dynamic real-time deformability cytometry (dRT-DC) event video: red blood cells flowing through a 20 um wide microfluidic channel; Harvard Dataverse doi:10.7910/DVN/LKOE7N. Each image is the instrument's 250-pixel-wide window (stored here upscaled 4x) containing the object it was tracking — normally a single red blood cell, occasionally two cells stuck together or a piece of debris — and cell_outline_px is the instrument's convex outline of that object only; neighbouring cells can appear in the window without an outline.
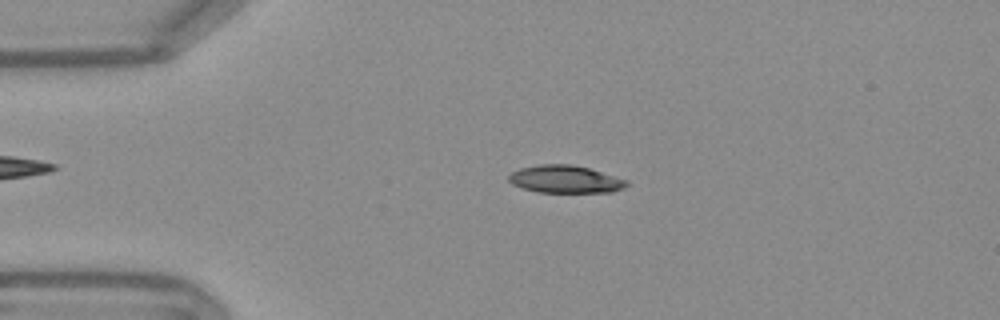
{"species": "Egyptian fruit bat (a non-hibernating species)", "species_latin": "Rousettus aegyptiacus", "temperature_condition": "warm", "stored_images_in_passage": 52, "camera_frame_rate_fps": 3000, "um_per_image_px": 0.085, "frame": {"image": 1, "passage_image": 11, "time_ms": 3.333, "image_size_px": [1000, 320], "cell_outline_px": [[628, 184], [624, 188], [612, 192], [536, 192], [512, 184], [508, 180], [508, 176], [512, 172], [520, 168], [540, 164], [568, 164], [588, 168], [628, 180]], "centroid_in_image_um": [48.04, 15.24], "position_along_channel_um": 37.0, "area_um2": 18.84}}
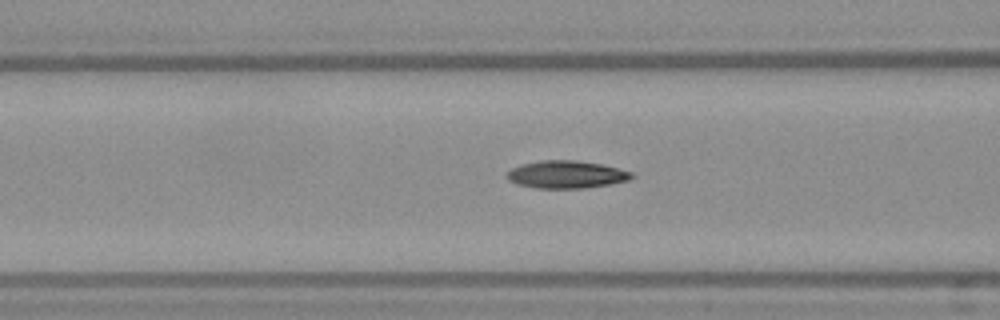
{"frame": {"image": 2, "passage_image": 20, "time_ms": 6.333, "image_size_px": [1000, 320], "cell_outline_px": [[636, 176], [628, 180], [608, 184], [584, 188], [536, 188], [516, 184], [508, 180], [504, 176], [512, 168], [520, 164], [540, 160], [576, 160], [600, 164], [632, 172]], "centroid_in_image_um": [48.09, 14.83], "position_along_channel_um": 118.5, "area_um2": 20.06}}
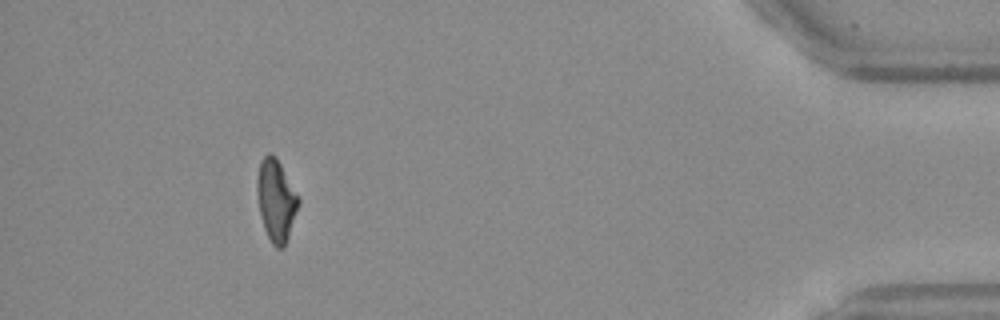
{"frame": {"image": 3, "passage_image": 48, "time_ms": 15.667, "image_size_px": [1000, 320], "cell_outline_px": [[300, 204], [288, 236], [284, 244], [280, 248], [276, 248], [272, 244], [264, 228], [260, 212], [256, 192], [256, 180], [260, 160], [268, 152], [276, 156], [300, 196]], "centroid_in_image_um": [23.47, 16.96], "position_along_channel_um": 411.7, "area_um2": 19.88}, "authors_computed_cell_mechanics": {"area_um2": 19.363, "velocity_mm_per_s": 3.7968, "shape_relaxation_time_tau1_ms": 10.5076, "shape_relaxation_time_tau2_ms": 8.723, "deformation_change_tau1": 0.285, "deformation_change_tau2": 0.1554}}